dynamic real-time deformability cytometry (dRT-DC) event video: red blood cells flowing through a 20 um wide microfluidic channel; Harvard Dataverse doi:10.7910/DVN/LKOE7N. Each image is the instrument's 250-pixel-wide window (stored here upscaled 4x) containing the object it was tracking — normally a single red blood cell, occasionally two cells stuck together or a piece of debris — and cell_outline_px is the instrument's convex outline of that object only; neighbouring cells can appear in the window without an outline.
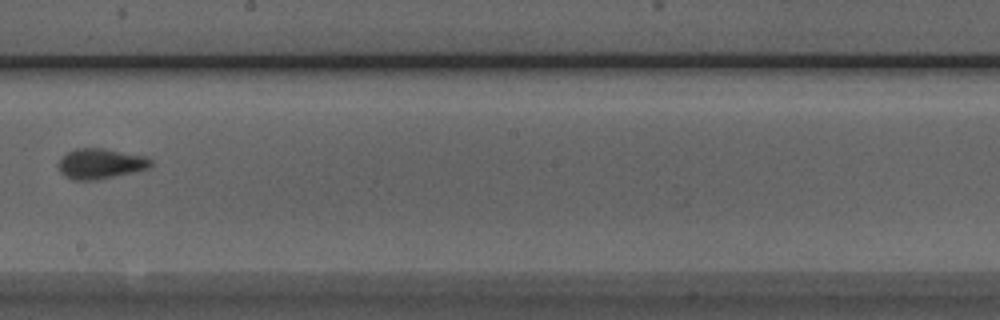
{"species": "Egyptian fruit bat (a non-hibernating species)", "species_latin": "Rousettus aegyptiacus", "temperature_condition": "room temperature", "stored_images_in_passage": 5, "camera_frame_rate_fps": 3000, "um_per_image_px": 0.085, "animal": {"sex": "male"}, "frame": {"image": 1, "passage_image": 5, "time_ms": 4.667, "image_size_px": [1000, 320], "cell_outline_px": [[152, 168], [96, 180], [72, 180], [64, 176], [60, 172], [56, 164], [68, 152], [76, 148], [104, 148], [144, 156], [152, 160]], "centroid_in_image_um": [8.54, 13.92], "position_along_channel_um": 239.7, "area_um2": 16.42}}